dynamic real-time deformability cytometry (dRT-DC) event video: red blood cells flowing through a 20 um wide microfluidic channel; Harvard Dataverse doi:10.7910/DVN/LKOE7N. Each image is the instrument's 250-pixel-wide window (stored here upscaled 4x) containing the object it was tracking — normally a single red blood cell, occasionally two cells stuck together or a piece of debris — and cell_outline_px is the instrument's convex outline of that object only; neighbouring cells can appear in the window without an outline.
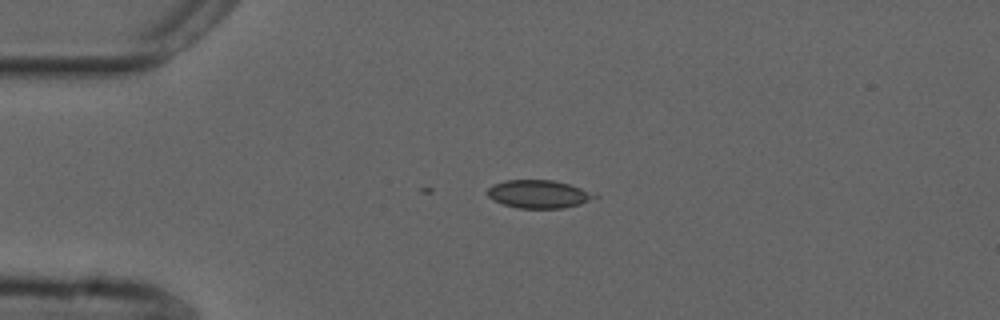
{"species": "common noctule bat (a hibernating species)", "species_latin": "Nyctalus noctula", "temperature_condition": "cold", "stored_images_in_passage": 2, "camera_frame_rate_fps": 3000, "um_per_image_px": 0.085, "animal": {"sex": "male", "forearm_length_mm": 52.5}, "frame": {"image": 1, "passage_image": 2, "time_ms": 0.333, "image_size_px": [1000, 320], "cell_outline_px": [[600, 196], [580, 204], [564, 208], [516, 208], [492, 200], [484, 192], [492, 184], [504, 180], [552, 180], [568, 184], [596, 192]], "centroid_in_image_um": [45.78, 16.49], "position_along_channel_um": 39.2, "area_um2": 17.8}}